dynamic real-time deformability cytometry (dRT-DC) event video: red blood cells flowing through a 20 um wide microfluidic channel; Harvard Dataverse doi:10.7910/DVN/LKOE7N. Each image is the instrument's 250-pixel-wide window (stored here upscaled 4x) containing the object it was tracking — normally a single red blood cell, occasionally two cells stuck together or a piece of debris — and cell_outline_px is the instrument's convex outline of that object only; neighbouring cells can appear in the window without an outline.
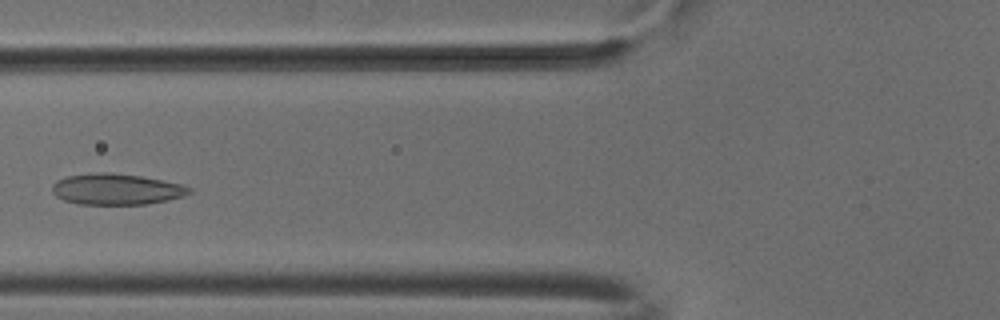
{"species": "common noctule bat (a hibernating species)", "species_latin": "Nyctalus noctula", "temperature_condition": "cold", "stored_images_in_passage": 4, "camera_frame_rate_fps": 3000, "um_per_image_px": 0.085, "animal": {"sex": "male", "body_mass_g": 18.8}, "frame": {"image": 1, "passage_image": 4, "time_ms": 1.0, "image_size_px": [1000, 320], "cell_outline_px": [[192, 192], [184, 196], [168, 200], [148, 204], [80, 204], [64, 200], [56, 196], [52, 192], [52, 184], [56, 180], [64, 176], [96, 172], [112, 172], [140, 176], [180, 184], [192, 188]], "centroid_in_image_um": [9.86, 16.07], "position_along_channel_um": 115.9, "area_um2": 24.91}}